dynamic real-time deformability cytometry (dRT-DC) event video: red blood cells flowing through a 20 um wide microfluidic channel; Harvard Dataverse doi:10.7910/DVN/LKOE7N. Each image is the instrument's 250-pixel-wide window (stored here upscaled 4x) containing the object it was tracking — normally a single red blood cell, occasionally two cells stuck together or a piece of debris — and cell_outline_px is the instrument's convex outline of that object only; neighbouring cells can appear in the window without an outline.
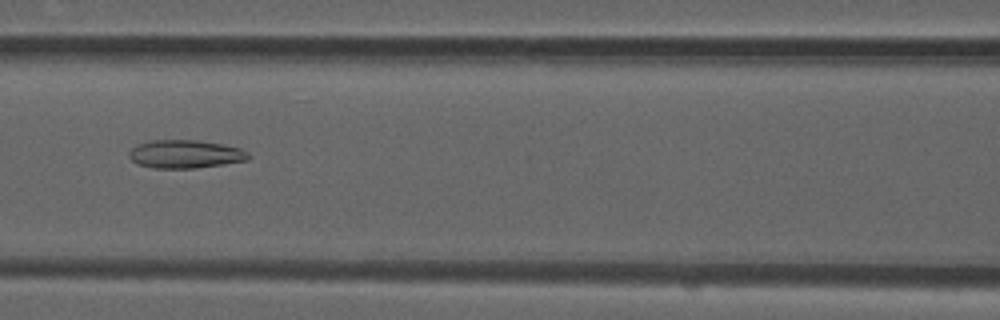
{"species": "common noctule bat (a hibernating species)", "species_latin": "Nyctalus noctula", "temperature_condition": "room temperature", "stored_images_in_passage": 51, "camera_frame_rate_fps": 3000, "um_per_image_px": 0.085, "animal": {"sex": "male", "forearm_length_mm": 52.5}, "frame": {"image": 1, "passage_image": 22, "time_ms": 7.0, "image_size_px": [1000, 320], "cell_outline_px": [[252, 156], [248, 160], [224, 164], [196, 168], [152, 168], [136, 164], [128, 156], [128, 152], [132, 148], [140, 144], [152, 140], [196, 140], [220, 144], [240, 148], [248, 152]], "centroid_in_image_um": [15.75, 13.11], "position_along_channel_um": 150.9, "area_um2": 19.65}}
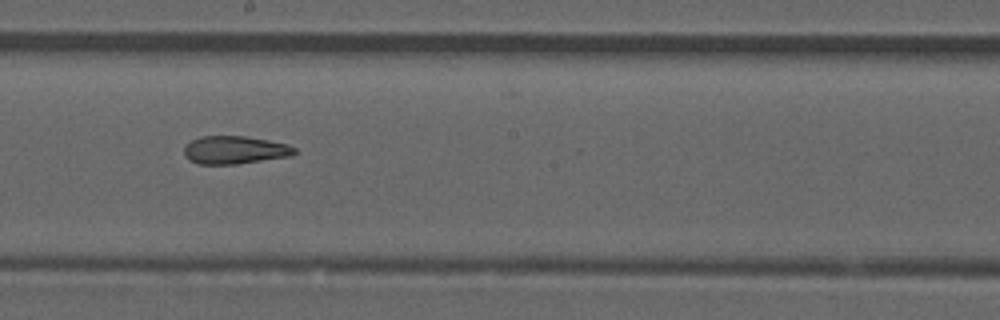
{"frame": {"image": 2, "passage_image": 28, "time_ms": 9.0, "image_size_px": [1000, 320], "cell_outline_px": [[296, 152], [292, 156], [236, 164], [196, 164], [188, 160], [184, 156], [184, 148], [192, 140], [200, 136], [244, 136], [268, 140], [288, 144], [296, 148]], "centroid_in_image_um": [19.95, 12.75], "position_along_channel_um": 228.3, "area_um2": 18.09}}
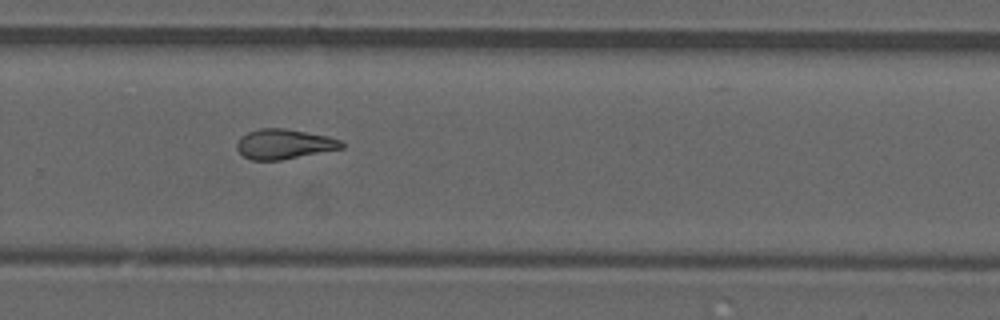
{"frame": {"image": 3, "passage_image": 34, "time_ms": 11.0, "image_size_px": [1000, 320], "cell_outline_px": [[344, 148], [280, 160], [252, 160], [244, 156], [236, 148], [236, 144], [240, 136], [248, 132], [260, 128], [284, 128], [328, 136], [340, 140], [344, 144]], "centroid_in_image_um": [24.13, 12.24], "position_along_channel_um": 305.7, "area_um2": 18.21}, "authors_computed_cell_mechanics": {"area_um2": 18.9584, "velocity_mm_per_s": 3.8842, "shape_relaxation_time_tau1_ms": null, "shape_relaxation_time_tau2_ms": 3.926, "deformation_change_tau1": null, "deformation_change_tau2": 0.1264}}